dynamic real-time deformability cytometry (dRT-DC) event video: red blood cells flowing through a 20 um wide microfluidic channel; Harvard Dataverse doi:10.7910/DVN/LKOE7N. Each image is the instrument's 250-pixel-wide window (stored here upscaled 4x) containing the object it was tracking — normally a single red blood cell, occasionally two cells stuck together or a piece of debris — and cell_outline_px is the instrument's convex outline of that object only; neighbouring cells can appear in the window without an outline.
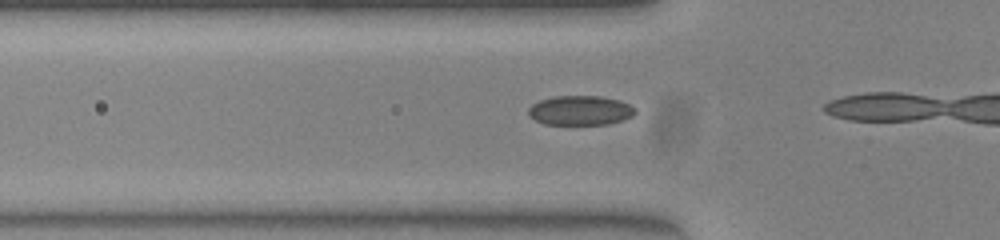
{"species": "common noctule bat (a hibernating species)", "species_latin": "Nyctalus noctula", "temperature_condition": "warm", "stored_images_in_passage": 6, "camera_frame_rate_fps": 3000, "um_per_image_px": 0.085, "animal": {"sex": "female", "body_mass_g": 23.0, "forearm_length_mm": 53.4}, "frame": {"image": 1, "passage_image": 4, "time_ms": 1.0, "image_size_px": [1000, 240], "cell_outline_px": [[636, 112], [632, 116], [624, 120], [608, 124], [544, 124], [528, 116], [528, 108], [532, 104], [540, 100], [552, 96], [600, 96], [620, 100], [636, 108]], "centroid_in_image_um": [49.32, 9.38], "position_along_channel_um": 76.5, "area_um2": 18.5}}